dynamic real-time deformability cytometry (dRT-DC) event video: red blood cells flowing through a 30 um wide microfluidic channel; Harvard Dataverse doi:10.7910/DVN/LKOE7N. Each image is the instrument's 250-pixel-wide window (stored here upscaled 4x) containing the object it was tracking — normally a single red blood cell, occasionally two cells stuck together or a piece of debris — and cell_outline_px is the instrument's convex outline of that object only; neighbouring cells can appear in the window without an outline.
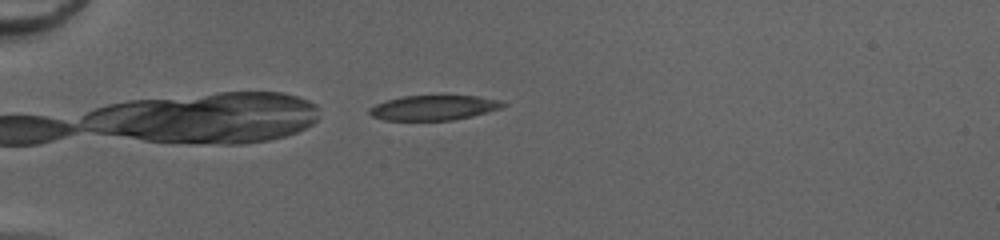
{"species": "common noctule bat (a hibernating species)", "species_latin": "Nyctalus noctula", "temperature_condition": "cold", "stored_images_in_passage": 36, "camera_frame_rate_fps": 3000, "um_per_image_px": 0.085, "animal": {"sex": "female", "body_mass_g": 20.0, "forearm_length_mm": 54.0}, "frame": {"image": 1, "passage_image": 1, "time_ms": 0.0, "image_size_px": [1000, 240], "cell_outline_px": [[508, 104], [500, 108], [488, 112], [472, 116], [452, 120], [384, 120], [372, 116], [368, 112], [368, 108], [376, 104], [388, 100], [404, 96], [476, 96], [504, 100]], "centroid_in_image_um": [36.9, 9.15], "position_along_channel_um": 48.1, "area_um2": 19.36}}
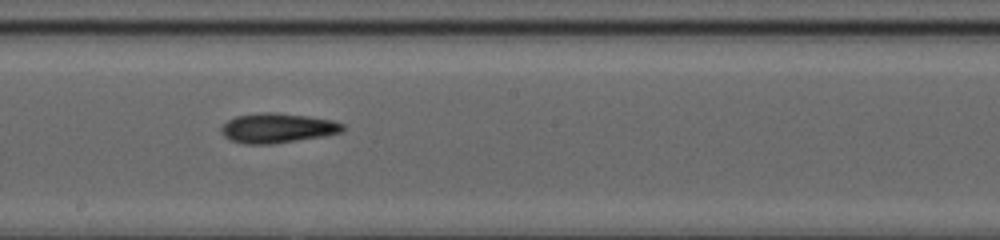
{"frame": {"image": 2, "passage_image": 16, "time_ms": 5.0, "image_size_px": [1000, 240], "cell_outline_px": [[344, 128], [340, 132], [324, 136], [272, 144], [248, 144], [232, 140], [224, 136], [220, 132], [220, 128], [228, 120], [236, 116], [264, 112], [272, 112], [308, 116], [332, 120], [344, 124]], "centroid_in_image_um": [23.57, 10.88], "position_along_channel_um": 224.6, "area_um2": 20.87}}
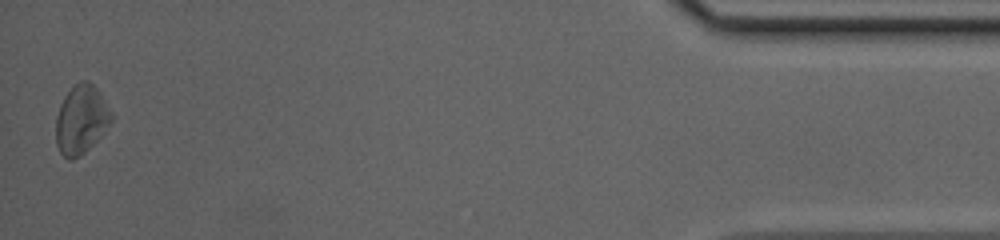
{"frame": {"image": 3, "passage_image": 36, "time_ms": 11.667, "image_size_px": [1000, 240], "cell_outline_px": [[112, 120], [104, 132], [80, 156], [72, 160], [68, 160], [60, 152], [56, 144], [56, 116], [60, 104], [64, 96], [80, 80], [88, 80], [100, 92], [112, 112]], "centroid_in_image_um": [6.89, 10.16], "position_along_channel_um": 428.3, "area_um2": 22.14}, "authors_computed_cell_mechanics": {"area_um2": 20.7502, "velocity_mm_per_s": 4.185, "shape_relaxation_time_tau1_ms": 2.806, "shape_relaxation_time_tau2_ms": 8.8508, "deformation_change_tau1": 0.116, "deformation_change_tau2": 0.2297}}